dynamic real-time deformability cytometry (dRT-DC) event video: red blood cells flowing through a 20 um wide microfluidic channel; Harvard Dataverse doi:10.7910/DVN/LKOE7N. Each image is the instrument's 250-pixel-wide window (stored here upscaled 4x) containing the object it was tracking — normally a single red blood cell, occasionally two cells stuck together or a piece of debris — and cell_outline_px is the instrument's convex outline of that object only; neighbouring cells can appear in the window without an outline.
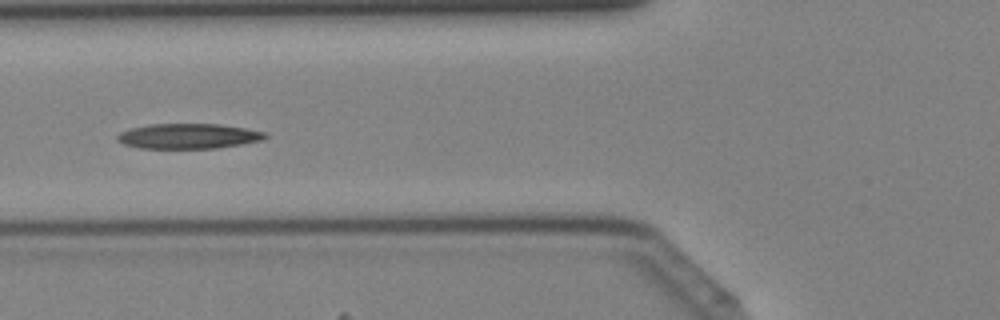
{"species": "Egyptian fruit bat (a non-hibernating species)", "species_latin": "Rousettus aegyptiacus", "temperature_condition": "cold", "stored_images_in_passage": 43, "camera_frame_rate_fps": 3000, "um_per_image_px": 0.085, "animal": {"sex": "female"}, "frame": {"image": 1, "passage_image": 17, "time_ms": 5.333, "image_size_px": [1000, 320], "cell_outline_px": [[268, 136], [260, 140], [240, 144], [216, 148], [140, 148], [124, 144], [116, 140], [116, 136], [120, 132], [132, 128], [148, 124], [220, 124], [244, 128], [264, 132]], "centroid_in_image_um": [15.96, 11.57], "position_along_channel_um": 109.8, "area_um2": 21.44}}
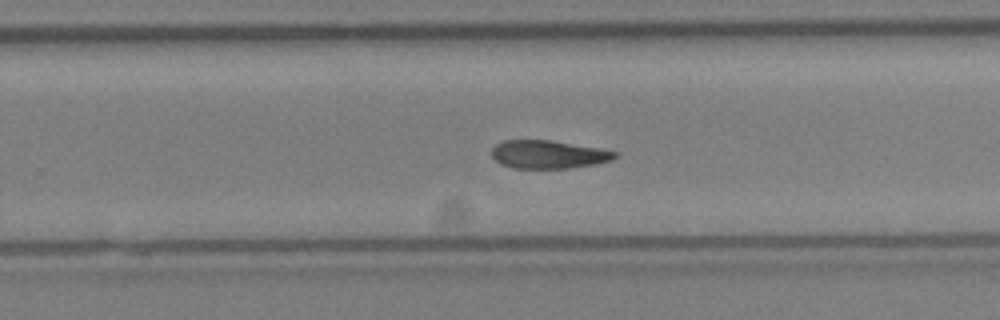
{"frame": {"image": 2, "passage_image": 28, "time_ms": 9.0, "image_size_px": [1000, 320], "cell_outline_px": [[616, 156], [612, 160], [592, 164], [568, 168], [512, 168], [500, 164], [492, 156], [492, 148], [496, 144], [504, 140], [552, 140], [596, 148], [616, 152]], "centroid_in_image_um": [46.54, 13.12], "position_along_channel_um": 283.3, "area_um2": 19.94}}
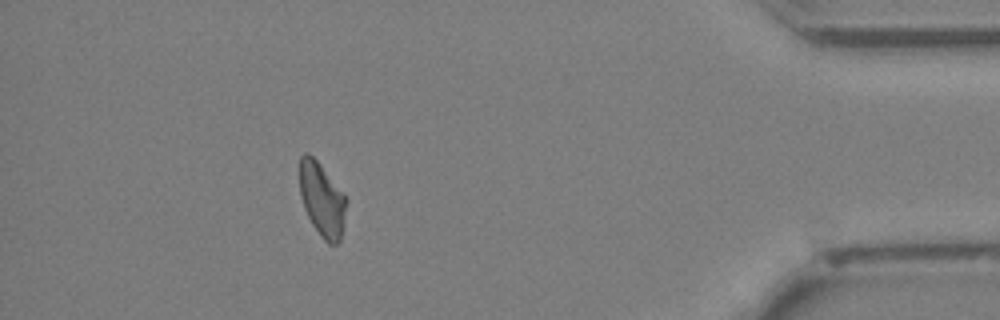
{"frame": {"image": 3, "passage_image": 39, "time_ms": 12.667, "image_size_px": [1000, 320], "cell_outline_px": [[344, 212], [340, 240], [336, 244], [328, 244], [320, 236], [312, 224], [304, 208], [300, 196], [300, 156], [304, 152], [308, 152], [320, 164], [344, 196]], "centroid_in_image_um": [27.31, 16.96], "position_along_channel_um": 407.9, "area_um2": 19.36}}